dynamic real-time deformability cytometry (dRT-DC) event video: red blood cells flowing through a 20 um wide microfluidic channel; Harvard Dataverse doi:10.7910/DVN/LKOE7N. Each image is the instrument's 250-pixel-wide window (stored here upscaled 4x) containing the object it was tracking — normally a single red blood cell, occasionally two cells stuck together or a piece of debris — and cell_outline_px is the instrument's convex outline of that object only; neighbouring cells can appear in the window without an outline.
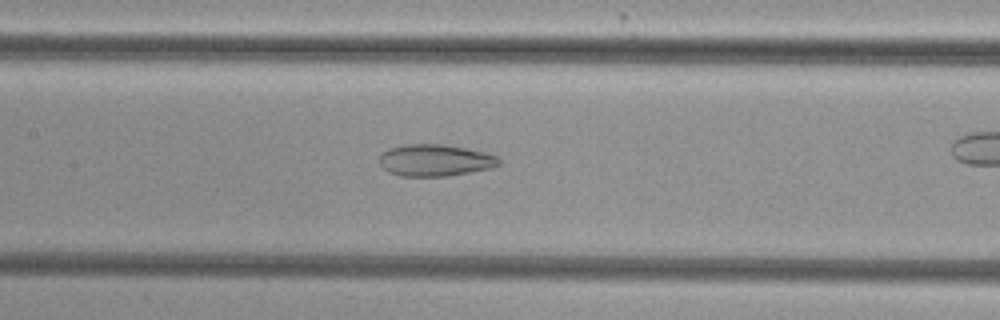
{"species": "common noctule bat (a hibernating species)", "species_latin": "Nyctalus noctula", "temperature_condition": "cold", "stored_images_in_passage": 31, "camera_frame_rate_fps": 3000, "um_per_image_px": 0.085, "animal": {"sex": "female", "body_mass_g": 29.2, "forearm_length_mm": 56.3}, "frame": {"image": 1, "passage_image": 14, "time_ms": 4.333, "image_size_px": [1000, 320], "cell_outline_px": [[500, 164], [492, 168], [444, 176], [400, 176], [388, 172], [380, 164], [380, 156], [388, 148], [408, 144], [440, 144], [464, 148], [484, 152], [496, 156], [500, 160]], "centroid_in_image_um": [36.97, 13.62], "position_along_channel_um": 170.4, "area_um2": 21.91}}